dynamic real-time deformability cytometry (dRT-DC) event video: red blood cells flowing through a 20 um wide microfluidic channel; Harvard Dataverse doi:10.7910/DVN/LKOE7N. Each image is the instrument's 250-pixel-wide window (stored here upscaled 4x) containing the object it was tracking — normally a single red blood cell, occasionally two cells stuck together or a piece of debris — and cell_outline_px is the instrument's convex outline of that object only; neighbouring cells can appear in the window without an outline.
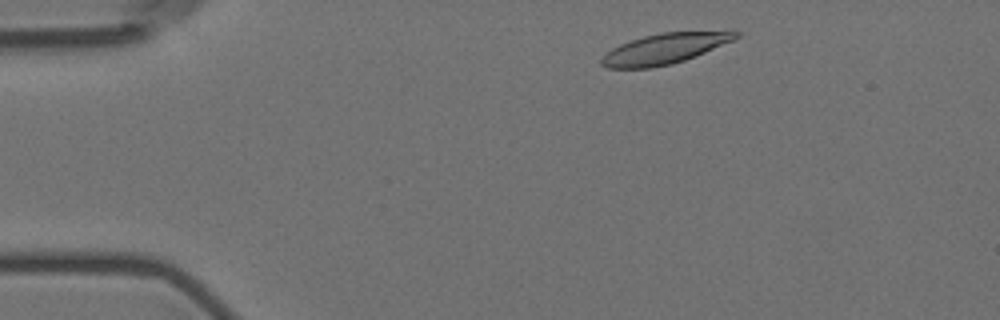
{"species": "Egyptian fruit bat (a non-hibernating species)", "species_latin": "Rousettus aegyptiacus", "temperature_condition": "room temperature", "stored_images_in_passage": 3, "camera_frame_rate_fps": 3000, "um_per_image_px": 0.085, "animal": {"sex": "female"}, "frame": {"image": 1, "passage_image": 1, "time_ms": 0.0, "image_size_px": [1000, 320], "cell_outline_px": [[740, 36], [732, 40], [696, 56], [672, 64], [648, 68], [608, 68], [600, 64], [600, 60], [612, 48], [620, 44], [644, 36], [660, 32], [732, 28], [736, 28], [740, 32]], "centroid_in_image_um": [56.64, 4.08], "position_along_channel_um": 28.4, "area_um2": 24.51}}